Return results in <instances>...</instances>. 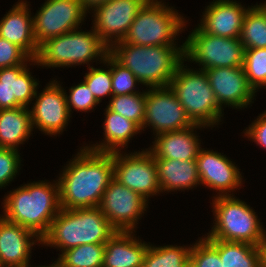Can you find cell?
I'll return each instance as SVG.
<instances>
[{"mask_svg": "<svg viewBox=\"0 0 266 267\" xmlns=\"http://www.w3.org/2000/svg\"><path fill=\"white\" fill-rule=\"evenodd\" d=\"M20 161L18 150L0 147V188L12 182L20 170Z\"/></svg>", "mask_w": 266, "mask_h": 267, "instance_id": "37", "label": "cell"}, {"mask_svg": "<svg viewBox=\"0 0 266 267\" xmlns=\"http://www.w3.org/2000/svg\"><path fill=\"white\" fill-rule=\"evenodd\" d=\"M244 51L245 48L239 38L215 36L203 32L199 27L194 28L184 42L185 61H195L201 65L200 70L243 67Z\"/></svg>", "mask_w": 266, "mask_h": 267, "instance_id": "9", "label": "cell"}, {"mask_svg": "<svg viewBox=\"0 0 266 267\" xmlns=\"http://www.w3.org/2000/svg\"><path fill=\"white\" fill-rule=\"evenodd\" d=\"M105 121L103 125L105 140L103 143L85 146L97 152H117L127 146L129 140L141 131V128L132 120L126 119L119 113L105 108Z\"/></svg>", "mask_w": 266, "mask_h": 267, "instance_id": "25", "label": "cell"}, {"mask_svg": "<svg viewBox=\"0 0 266 267\" xmlns=\"http://www.w3.org/2000/svg\"><path fill=\"white\" fill-rule=\"evenodd\" d=\"M69 90L70 94L69 96L66 94V101L70 115L73 107L75 110L87 112L99 104L84 81Z\"/></svg>", "mask_w": 266, "mask_h": 267, "instance_id": "36", "label": "cell"}, {"mask_svg": "<svg viewBox=\"0 0 266 267\" xmlns=\"http://www.w3.org/2000/svg\"><path fill=\"white\" fill-rule=\"evenodd\" d=\"M162 1L149 0L135 17L123 40L139 46H176L177 34L183 31L185 20Z\"/></svg>", "mask_w": 266, "mask_h": 267, "instance_id": "8", "label": "cell"}, {"mask_svg": "<svg viewBox=\"0 0 266 267\" xmlns=\"http://www.w3.org/2000/svg\"><path fill=\"white\" fill-rule=\"evenodd\" d=\"M69 162L57 179L63 209L99 207L103 193L114 178L113 152L86 147Z\"/></svg>", "mask_w": 266, "mask_h": 267, "instance_id": "1", "label": "cell"}, {"mask_svg": "<svg viewBox=\"0 0 266 267\" xmlns=\"http://www.w3.org/2000/svg\"><path fill=\"white\" fill-rule=\"evenodd\" d=\"M32 131L27 107L0 109V147L18 150L19 144L26 141Z\"/></svg>", "mask_w": 266, "mask_h": 267, "instance_id": "26", "label": "cell"}, {"mask_svg": "<svg viewBox=\"0 0 266 267\" xmlns=\"http://www.w3.org/2000/svg\"><path fill=\"white\" fill-rule=\"evenodd\" d=\"M27 61L33 63L35 59L16 44L0 37V69L28 64Z\"/></svg>", "mask_w": 266, "mask_h": 267, "instance_id": "38", "label": "cell"}, {"mask_svg": "<svg viewBox=\"0 0 266 267\" xmlns=\"http://www.w3.org/2000/svg\"><path fill=\"white\" fill-rule=\"evenodd\" d=\"M26 1H19L0 20V37L22 48L35 59L39 46L34 31L33 20ZM30 13V14H29Z\"/></svg>", "mask_w": 266, "mask_h": 267, "instance_id": "22", "label": "cell"}, {"mask_svg": "<svg viewBox=\"0 0 266 267\" xmlns=\"http://www.w3.org/2000/svg\"><path fill=\"white\" fill-rule=\"evenodd\" d=\"M38 267H61L56 261L53 263V264H51L50 266H38Z\"/></svg>", "mask_w": 266, "mask_h": 267, "instance_id": "42", "label": "cell"}, {"mask_svg": "<svg viewBox=\"0 0 266 267\" xmlns=\"http://www.w3.org/2000/svg\"><path fill=\"white\" fill-rule=\"evenodd\" d=\"M217 103L237 109L253 103L254 90L249 86L243 67H216L204 70Z\"/></svg>", "mask_w": 266, "mask_h": 267, "instance_id": "16", "label": "cell"}, {"mask_svg": "<svg viewBox=\"0 0 266 267\" xmlns=\"http://www.w3.org/2000/svg\"><path fill=\"white\" fill-rule=\"evenodd\" d=\"M219 253L223 267H262L260 246L206 239Z\"/></svg>", "mask_w": 266, "mask_h": 267, "instance_id": "27", "label": "cell"}, {"mask_svg": "<svg viewBox=\"0 0 266 267\" xmlns=\"http://www.w3.org/2000/svg\"><path fill=\"white\" fill-rule=\"evenodd\" d=\"M183 63L178 66L169 86L194 124L218 125L223 110L217 103L207 74L204 70L187 69Z\"/></svg>", "mask_w": 266, "mask_h": 267, "instance_id": "7", "label": "cell"}, {"mask_svg": "<svg viewBox=\"0 0 266 267\" xmlns=\"http://www.w3.org/2000/svg\"><path fill=\"white\" fill-rule=\"evenodd\" d=\"M239 40L245 49L266 48V11L260 5L248 9Z\"/></svg>", "mask_w": 266, "mask_h": 267, "instance_id": "28", "label": "cell"}, {"mask_svg": "<svg viewBox=\"0 0 266 267\" xmlns=\"http://www.w3.org/2000/svg\"><path fill=\"white\" fill-rule=\"evenodd\" d=\"M38 85L27 64L0 69V109L29 108Z\"/></svg>", "mask_w": 266, "mask_h": 267, "instance_id": "20", "label": "cell"}, {"mask_svg": "<svg viewBox=\"0 0 266 267\" xmlns=\"http://www.w3.org/2000/svg\"><path fill=\"white\" fill-rule=\"evenodd\" d=\"M189 267H223V263L218 251L205 238H200L191 246Z\"/></svg>", "mask_w": 266, "mask_h": 267, "instance_id": "34", "label": "cell"}, {"mask_svg": "<svg viewBox=\"0 0 266 267\" xmlns=\"http://www.w3.org/2000/svg\"><path fill=\"white\" fill-rule=\"evenodd\" d=\"M149 0H109L94 9V31L110 48L123 40L137 14ZM115 39V40H113Z\"/></svg>", "mask_w": 266, "mask_h": 267, "instance_id": "14", "label": "cell"}, {"mask_svg": "<svg viewBox=\"0 0 266 267\" xmlns=\"http://www.w3.org/2000/svg\"><path fill=\"white\" fill-rule=\"evenodd\" d=\"M89 72L85 74L84 82L90 88V92L100 103L104 96H113L111 68L108 70L88 66Z\"/></svg>", "mask_w": 266, "mask_h": 267, "instance_id": "35", "label": "cell"}, {"mask_svg": "<svg viewBox=\"0 0 266 267\" xmlns=\"http://www.w3.org/2000/svg\"><path fill=\"white\" fill-rule=\"evenodd\" d=\"M265 11H266V3H264V4H259Z\"/></svg>", "mask_w": 266, "mask_h": 267, "instance_id": "43", "label": "cell"}, {"mask_svg": "<svg viewBox=\"0 0 266 267\" xmlns=\"http://www.w3.org/2000/svg\"><path fill=\"white\" fill-rule=\"evenodd\" d=\"M36 238V240H33ZM32 239V241H31ZM41 238L33 231L0 217V267H29L31 249ZM30 257V258H29Z\"/></svg>", "mask_w": 266, "mask_h": 267, "instance_id": "18", "label": "cell"}, {"mask_svg": "<svg viewBox=\"0 0 266 267\" xmlns=\"http://www.w3.org/2000/svg\"><path fill=\"white\" fill-rule=\"evenodd\" d=\"M80 31L75 29L45 40L39 45L33 65L54 68L89 64L94 59H100L103 62L109 53V47L99 38L94 29L89 32Z\"/></svg>", "mask_w": 266, "mask_h": 267, "instance_id": "5", "label": "cell"}, {"mask_svg": "<svg viewBox=\"0 0 266 267\" xmlns=\"http://www.w3.org/2000/svg\"><path fill=\"white\" fill-rule=\"evenodd\" d=\"M191 247L149 245L142 267H189Z\"/></svg>", "mask_w": 266, "mask_h": 267, "instance_id": "30", "label": "cell"}, {"mask_svg": "<svg viewBox=\"0 0 266 267\" xmlns=\"http://www.w3.org/2000/svg\"><path fill=\"white\" fill-rule=\"evenodd\" d=\"M109 0H80L82 3L83 9L89 12L90 9L94 10L96 7H99L106 3Z\"/></svg>", "mask_w": 266, "mask_h": 267, "instance_id": "40", "label": "cell"}, {"mask_svg": "<svg viewBox=\"0 0 266 267\" xmlns=\"http://www.w3.org/2000/svg\"><path fill=\"white\" fill-rule=\"evenodd\" d=\"M152 126L155 135L181 130L194 124L179 102L176 93L167 87L150 88L146 91L145 118L141 130Z\"/></svg>", "mask_w": 266, "mask_h": 267, "instance_id": "11", "label": "cell"}, {"mask_svg": "<svg viewBox=\"0 0 266 267\" xmlns=\"http://www.w3.org/2000/svg\"><path fill=\"white\" fill-rule=\"evenodd\" d=\"M123 155L121 151L113 152L114 178L146 200L159 194L157 165L148 149Z\"/></svg>", "mask_w": 266, "mask_h": 267, "instance_id": "10", "label": "cell"}, {"mask_svg": "<svg viewBox=\"0 0 266 267\" xmlns=\"http://www.w3.org/2000/svg\"><path fill=\"white\" fill-rule=\"evenodd\" d=\"M3 217L42 238L60 212L59 184L38 181L21 185L3 200Z\"/></svg>", "mask_w": 266, "mask_h": 267, "instance_id": "2", "label": "cell"}, {"mask_svg": "<svg viewBox=\"0 0 266 267\" xmlns=\"http://www.w3.org/2000/svg\"><path fill=\"white\" fill-rule=\"evenodd\" d=\"M109 53L128 68L140 84L149 88L169 86L178 66L185 60L184 43L180 47L114 43Z\"/></svg>", "mask_w": 266, "mask_h": 267, "instance_id": "3", "label": "cell"}, {"mask_svg": "<svg viewBox=\"0 0 266 267\" xmlns=\"http://www.w3.org/2000/svg\"><path fill=\"white\" fill-rule=\"evenodd\" d=\"M103 63L111 68L113 95L139 93L134 89L137 83L139 84L137 77L128 68L121 65L110 53L106 55Z\"/></svg>", "mask_w": 266, "mask_h": 267, "instance_id": "33", "label": "cell"}, {"mask_svg": "<svg viewBox=\"0 0 266 267\" xmlns=\"http://www.w3.org/2000/svg\"><path fill=\"white\" fill-rule=\"evenodd\" d=\"M107 108L113 112L119 113L126 119L132 120L142 128L145 118L146 92L113 95L111 96Z\"/></svg>", "mask_w": 266, "mask_h": 267, "instance_id": "31", "label": "cell"}, {"mask_svg": "<svg viewBox=\"0 0 266 267\" xmlns=\"http://www.w3.org/2000/svg\"><path fill=\"white\" fill-rule=\"evenodd\" d=\"M243 69L255 93L259 88H266V48L245 49Z\"/></svg>", "mask_w": 266, "mask_h": 267, "instance_id": "32", "label": "cell"}, {"mask_svg": "<svg viewBox=\"0 0 266 267\" xmlns=\"http://www.w3.org/2000/svg\"><path fill=\"white\" fill-rule=\"evenodd\" d=\"M105 243L82 244L63 251L56 262L61 267H103Z\"/></svg>", "mask_w": 266, "mask_h": 267, "instance_id": "29", "label": "cell"}, {"mask_svg": "<svg viewBox=\"0 0 266 267\" xmlns=\"http://www.w3.org/2000/svg\"><path fill=\"white\" fill-rule=\"evenodd\" d=\"M86 13L80 0H47L32 17L38 46L49 38L79 29Z\"/></svg>", "mask_w": 266, "mask_h": 267, "instance_id": "13", "label": "cell"}, {"mask_svg": "<svg viewBox=\"0 0 266 267\" xmlns=\"http://www.w3.org/2000/svg\"><path fill=\"white\" fill-rule=\"evenodd\" d=\"M232 0H216L207 6L199 28L206 33L226 38H239L248 9Z\"/></svg>", "mask_w": 266, "mask_h": 267, "instance_id": "19", "label": "cell"}, {"mask_svg": "<svg viewBox=\"0 0 266 267\" xmlns=\"http://www.w3.org/2000/svg\"><path fill=\"white\" fill-rule=\"evenodd\" d=\"M115 232L99 207L61 208L41 243L63 252L82 244L106 243Z\"/></svg>", "mask_w": 266, "mask_h": 267, "instance_id": "4", "label": "cell"}, {"mask_svg": "<svg viewBox=\"0 0 266 267\" xmlns=\"http://www.w3.org/2000/svg\"><path fill=\"white\" fill-rule=\"evenodd\" d=\"M215 222L205 239L244 242L260 246L266 235L252 207L233 195L217 196L213 200Z\"/></svg>", "mask_w": 266, "mask_h": 267, "instance_id": "6", "label": "cell"}, {"mask_svg": "<svg viewBox=\"0 0 266 267\" xmlns=\"http://www.w3.org/2000/svg\"><path fill=\"white\" fill-rule=\"evenodd\" d=\"M246 131L245 136L247 138L255 141L258 145L266 148V111H264L261 115L258 116L254 122L249 125Z\"/></svg>", "mask_w": 266, "mask_h": 267, "instance_id": "39", "label": "cell"}, {"mask_svg": "<svg viewBox=\"0 0 266 267\" xmlns=\"http://www.w3.org/2000/svg\"><path fill=\"white\" fill-rule=\"evenodd\" d=\"M147 203L140 194L113 178L103 193L99 208L116 231L133 232Z\"/></svg>", "mask_w": 266, "mask_h": 267, "instance_id": "12", "label": "cell"}, {"mask_svg": "<svg viewBox=\"0 0 266 267\" xmlns=\"http://www.w3.org/2000/svg\"><path fill=\"white\" fill-rule=\"evenodd\" d=\"M196 163L201 185L219 191L218 196L233 195L231 190L243 184L241 169L221 153L200 148Z\"/></svg>", "mask_w": 266, "mask_h": 267, "instance_id": "17", "label": "cell"}, {"mask_svg": "<svg viewBox=\"0 0 266 267\" xmlns=\"http://www.w3.org/2000/svg\"><path fill=\"white\" fill-rule=\"evenodd\" d=\"M134 236L133 232L116 231L105 243L103 267H142L150 243Z\"/></svg>", "mask_w": 266, "mask_h": 267, "instance_id": "23", "label": "cell"}, {"mask_svg": "<svg viewBox=\"0 0 266 267\" xmlns=\"http://www.w3.org/2000/svg\"><path fill=\"white\" fill-rule=\"evenodd\" d=\"M260 249H261L262 267H266V235L261 242Z\"/></svg>", "mask_w": 266, "mask_h": 267, "instance_id": "41", "label": "cell"}, {"mask_svg": "<svg viewBox=\"0 0 266 267\" xmlns=\"http://www.w3.org/2000/svg\"><path fill=\"white\" fill-rule=\"evenodd\" d=\"M161 192L184 190L200 185L196 160L155 159Z\"/></svg>", "mask_w": 266, "mask_h": 267, "instance_id": "24", "label": "cell"}, {"mask_svg": "<svg viewBox=\"0 0 266 267\" xmlns=\"http://www.w3.org/2000/svg\"><path fill=\"white\" fill-rule=\"evenodd\" d=\"M205 126L194 125L181 130L164 132L156 135L149 152L155 159H172L181 161L196 160L201 143L194 130Z\"/></svg>", "mask_w": 266, "mask_h": 267, "instance_id": "21", "label": "cell"}, {"mask_svg": "<svg viewBox=\"0 0 266 267\" xmlns=\"http://www.w3.org/2000/svg\"><path fill=\"white\" fill-rule=\"evenodd\" d=\"M47 85L42 93L35 94L36 102L30 109L31 122L33 128L36 125L41 132L56 136L64 131L71 115L61 85L55 80Z\"/></svg>", "mask_w": 266, "mask_h": 267, "instance_id": "15", "label": "cell"}]
</instances>
